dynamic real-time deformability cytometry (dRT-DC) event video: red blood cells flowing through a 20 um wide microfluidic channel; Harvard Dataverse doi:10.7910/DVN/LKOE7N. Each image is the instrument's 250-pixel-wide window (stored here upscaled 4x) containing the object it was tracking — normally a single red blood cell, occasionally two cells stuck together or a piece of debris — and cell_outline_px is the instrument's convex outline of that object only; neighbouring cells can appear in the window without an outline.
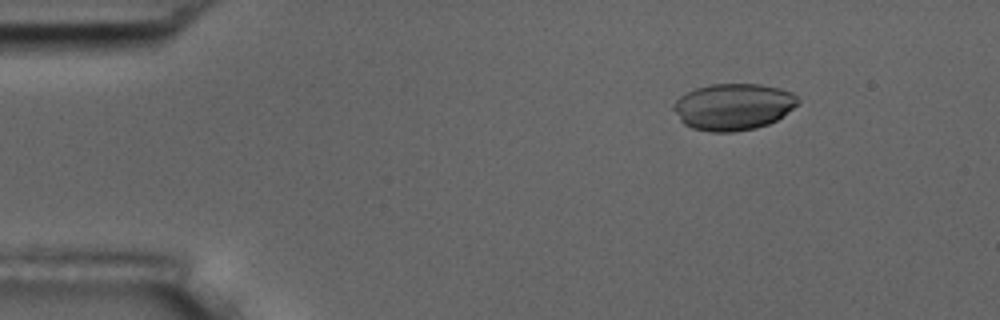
{"species": "common noctule bat (a hibernating species)", "species_latin": "Nyctalus noctula", "temperature_condition": "room temperature", "stored_images_in_passage": 8, "camera_frame_rate_fps": 3000, "um_per_image_px": 0.085, "animal": {"sex": "male", "body_mass_g": 17.5, "forearm_length_mm": 52.3}, "frame": {"image": 1, "passage_image": 3, "time_ms": 0.667, "image_size_px": [1000, 320], "cell_outline_px": [[800, 100], [792, 108], [776, 120], [768, 124], [756, 128], [736, 132], [708, 132], [692, 128], [684, 124], [680, 120], [672, 108], [672, 104], [680, 96], [696, 88], [712, 84], [760, 84], [780, 88], [792, 92]], "centroid_in_image_um": [62.3, 9.08], "position_along_channel_um": 22.7, "area_um2": 33.81}}
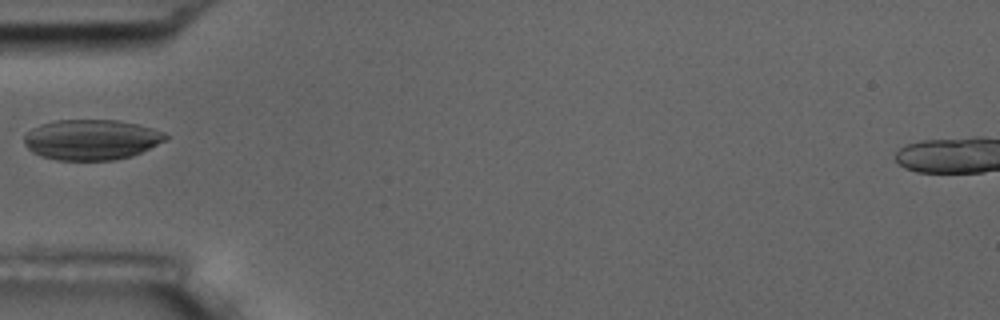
{"frame": {"image": 2, "passage_image": 6, "time_ms": 1.667, "image_size_px": [1000, 320], "cell_outline_px": [[168, 136], [164, 140], [132, 156], [116, 160], [56, 160], [40, 156], [32, 152], [24, 144], [24, 136], [32, 128], [40, 124], [56, 120], [116, 120], [136, 124], [152, 128], [164, 132]], "centroid_in_image_um": [7.72, 11.87], "position_along_channel_um": 77.3, "area_um2": 33.18}}